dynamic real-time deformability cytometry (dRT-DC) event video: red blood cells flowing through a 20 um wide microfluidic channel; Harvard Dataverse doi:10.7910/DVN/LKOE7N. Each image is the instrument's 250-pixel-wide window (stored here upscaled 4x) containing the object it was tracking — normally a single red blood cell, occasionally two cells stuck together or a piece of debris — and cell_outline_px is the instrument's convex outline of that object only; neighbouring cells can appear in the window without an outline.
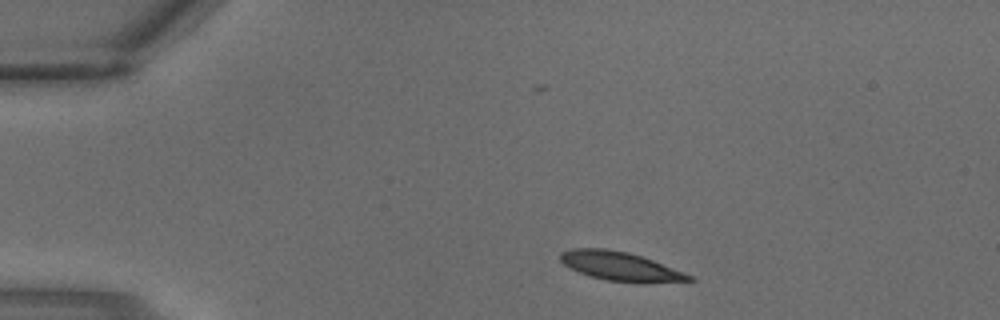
{"species": "common noctule bat (a hibernating species)", "species_latin": "Nyctalus noctula", "temperature_condition": "warm", "stored_images_in_passage": 2, "camera_frame_rate_fps": 3000, "um_per_image_px": 0.085, "animal": {"sex": "male", "body_mass_g": 18.8}, "frame": {"image": 1, "passage_image": 1, "time_ms": 0.0, "image_size_px": [1000, 320], "cell_outline_px": [[696, 280], [608, 280], [588, 276], [568, 268], [560, 260], [560, 252], [572, 248], [604, 248], [628, 252], [652, 260], [684, 272], [692, 276]], "centroid_in_image_um": [52.56, 22.57], "position_along_channel_um": 32.4, "area_um2": 20.63}}